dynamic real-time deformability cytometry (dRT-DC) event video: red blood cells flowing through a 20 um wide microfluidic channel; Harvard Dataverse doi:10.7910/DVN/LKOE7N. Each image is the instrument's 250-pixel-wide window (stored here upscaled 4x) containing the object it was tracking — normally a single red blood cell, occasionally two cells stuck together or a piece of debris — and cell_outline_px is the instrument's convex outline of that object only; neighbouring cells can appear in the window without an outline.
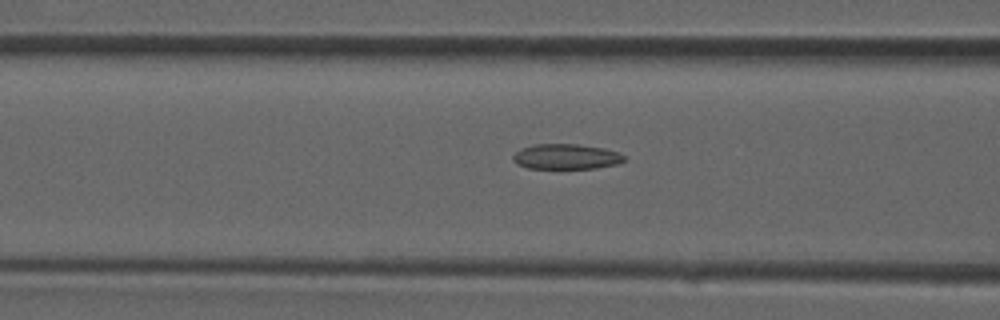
{"species": "common noctule bat (a hibernating species)", "species_latin": "Nyctalus noctula", "temperature_condition": "room temperature", "stored_images_in_passage": 27, "camera_frame_rate_fps": 3000, "um_per_image_px": 0.085, "animal": {"sex": "male", "forearm_length_mm": 52.5}, "frame": {"image": 1, "passage_image": 8, "time_ms": 2.333, "image_size_px": [1000, 320], "cell_outline_px": [[624, 160], [616, 164], [596, 168], [528, 168], [516, 164], [512, 160], [512, 156], [516, 152], [524, 148], [536, 144], [576, 144], [604, 148], [616, 152], [624, 156]], "centroid_in_image_um": [48.09, 13.31], "position_along_channel_um": 118.5, "area_um2": 16.13}}
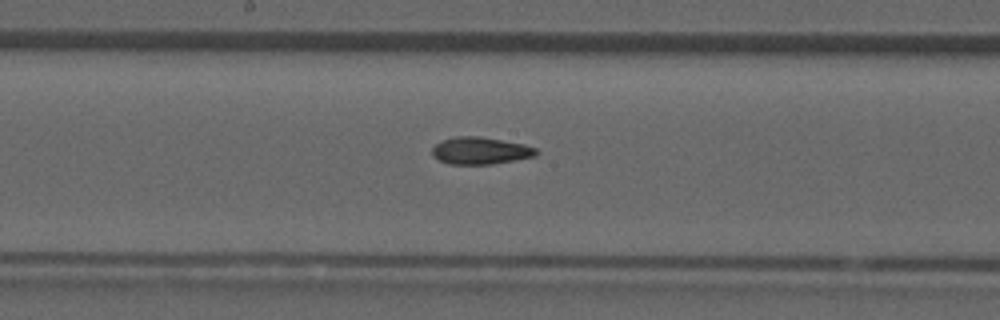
{"frame": {"image": 2, "passage_image": 13, "time_ms": 4.0, "image_size_px": [1000, 320], "cell_outline_px": [[540, 152], [536, 156], [492, 164], [448, 164], [432, 156], [432, 148], [440, 140], [456, 136], [480, 136], [524, 144], [536, 148]], "centroid_in_image_um": [40.83, 12.8], "position_along_channel_um": 207.4, "area_um2": 16.59}}
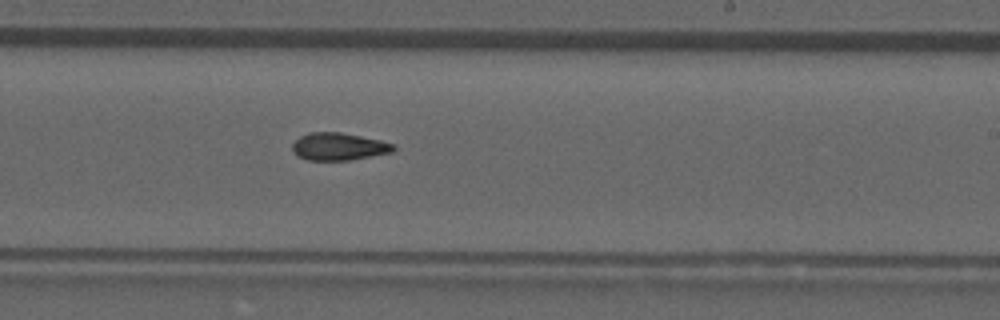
{"frame": {"image": 3, "passage_image": 16, "time_ms": 5.0, "image_size_px": [1000, 320], "cell_outline_px": [[396, 148], [392, 152], [348, 160], [308, 160], [296, 156], [292, 148], [292, 144], [300, 136], [308, 132], [340, 132], [380, 140], [396, 144]], "centroid_in_image_um": [28.78, 12.45], "position_along_channel_um": 260.2, "area_um2": 16.18}}